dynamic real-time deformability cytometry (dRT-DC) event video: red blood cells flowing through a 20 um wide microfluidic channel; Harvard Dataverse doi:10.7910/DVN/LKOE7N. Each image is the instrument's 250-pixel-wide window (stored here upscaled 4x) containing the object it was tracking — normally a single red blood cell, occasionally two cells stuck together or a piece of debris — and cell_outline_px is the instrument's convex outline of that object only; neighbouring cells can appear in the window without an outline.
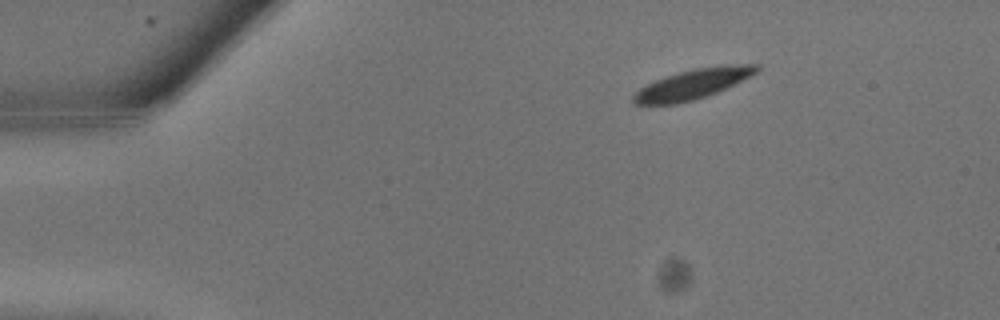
{"species": "common noctule bat (a hibernating species)", "species_latin": "Nyctalus noctula", "temperature_condition": "warm", "stored_images_in_passage": 8, "camera_frame_rate_fps": 3000, "um_per_image_px": 0.085, "animal": {"sex": "male", "body_mass_g": 13.3}, "frame": {"image": 1, "passage_image": 4, "time_ms": 1.0, "image_size_px": [1000, 320], "cell_outline_px": [[760, 68], [752, 76], [708, 96], [676, 104], [632, 104], [632, 96], [640, 88], [664, 76], [696, 68], [740, 64], [760, 64]], "centroid_in_image_um": [58.9, 7.15], "position_along_channel_um": 26.1, "area_um2": 21.27}}